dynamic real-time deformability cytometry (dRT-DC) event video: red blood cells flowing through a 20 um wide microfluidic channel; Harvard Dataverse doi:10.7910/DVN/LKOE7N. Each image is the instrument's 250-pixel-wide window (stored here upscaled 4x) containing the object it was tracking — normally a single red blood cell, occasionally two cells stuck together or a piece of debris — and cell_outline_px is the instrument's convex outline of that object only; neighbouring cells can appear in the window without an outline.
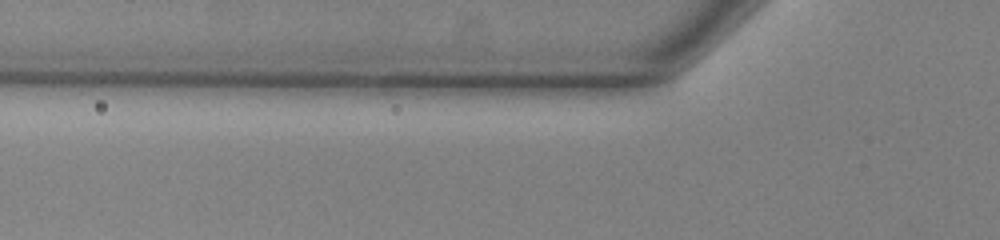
{"species": "common noctule bat (a hibernating species)", "species_latin": "Nyctalus noctula", "temperature_condition": "warm", "stored_images_in_passage": 5, "camera_frame_rate_fps": 3000, "um_per_image_px": 0.085, "animal": {"sex": "male", "body_mass_g": 13.0, "forearm_length_mm": 53.1}, "frame": {"image": 1, "passage_image": 2, "time_ms": 0.333, "image_size_px": [1000, 240], "cell_outline_px": [[608, 140], [596, 144], [464, 148], [452, 144], [448, 140], [456, 132], [516, 132], [608, 136]], "centroid_in_image_um": [44.24, 11.86], "position_along_channel_um": 81.6, "area_um2": 14.16}}